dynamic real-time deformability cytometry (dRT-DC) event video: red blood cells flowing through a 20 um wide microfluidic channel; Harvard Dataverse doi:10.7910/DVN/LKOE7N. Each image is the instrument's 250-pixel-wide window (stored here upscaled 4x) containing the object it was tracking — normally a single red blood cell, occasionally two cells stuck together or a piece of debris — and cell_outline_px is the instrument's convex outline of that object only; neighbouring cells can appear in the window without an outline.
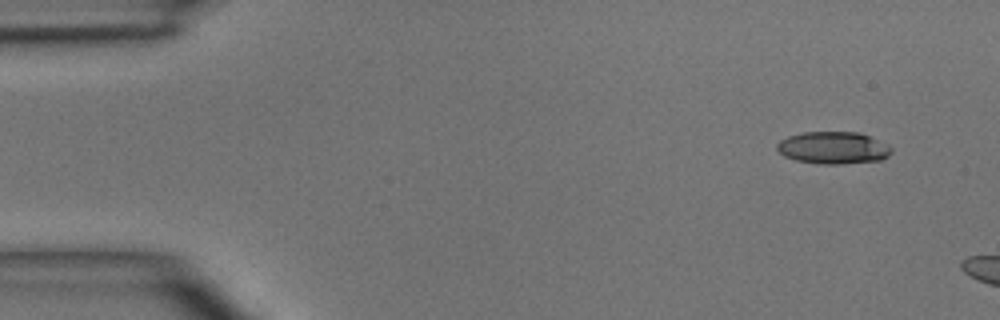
{"species": "common noctule bat (a hibernating species)", "species_latin": "Nyctalus noctula", "temperature_condition": "room temperature", "stored_images_in_passage": 5, "camera_frame_rate_fps": 3000, "um_per_image_px": 0.085, "animal": {"sex": "male", "body_mass_g": 15.6}, "frame": {"image": 1, "passage_image": 5, "time_ms": 4.333, "image_size_px": [1000, 320], "cell_outline_px": [[892, 152], [888, 156], [880, 160], [840, 164], [820, 164], [796, 160], [784, 156], [776, 148], [776, 144], [780, 140], [788, 136], [804, 132], [860, 132], [888, 144], [892, 148]], "centroid_in_image_um": [70.83, 12.56], "position_along_channel_um": 14.2, "area_um2": 21.56}}